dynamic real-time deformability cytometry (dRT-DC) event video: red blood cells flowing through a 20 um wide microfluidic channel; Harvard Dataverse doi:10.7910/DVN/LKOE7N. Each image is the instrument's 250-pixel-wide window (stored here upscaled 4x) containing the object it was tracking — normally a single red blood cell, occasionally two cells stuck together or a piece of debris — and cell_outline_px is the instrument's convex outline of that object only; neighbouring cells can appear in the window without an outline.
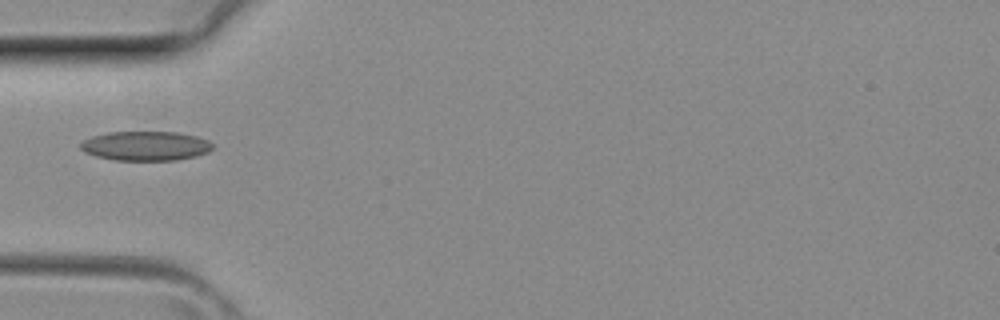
{"species": "common noctule bat (a hibernating species)", "species_latin": "Nyctalus noctula", "temperature_condition": "room temperature", "stored_images_in_passage": 3, "camera_frame_rate_fps": 3000, "um_per_image_px": 0.085, "animal": {"sex": "female", "body_mass_g": 29.2, "forearm_length_mm": 56.3}, "frame": {"image": 1, "passage_image": 1, "time_ms": 0.0, "image_size_px": [1000, 320], "cell_outline_px": [[212, 148], [208, 152], [196, 156], [176, 160], [116, 160], [96, 156], [84, 152], [80, 148], [80, 144], [84, 140], [92, 136], [108, 132], [176, 132], [196, 136], [208, 140], [212, 144]], "centroid_in_image_um": [12.37, 12.4], "position_along_channel_um": 72.6, "area_um2": 22.54}}
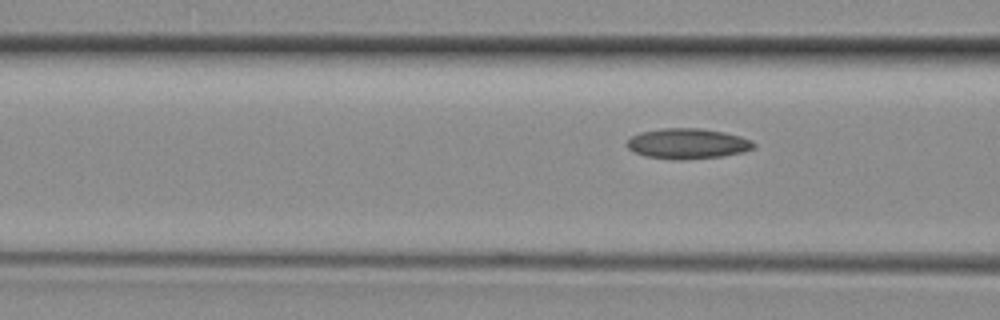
{"frame": {"image": 2, "passage_image": 3, "time_ms": 0.667, "image_size_px": [1000, 320], "cell_outline_px": [[756, 144], [752, 148], [744, 152], [724, 156], [680, 160], [672, 160], [644, 156], [632, 152], [624, 144], [632, 136], [640, 132], [664, 128], [700, 128], [724, 132], [740, 136], [752, 140]], "centroid_in_image_um": [58.42, 12.22], "position_along_channel_um": 108.2, "area_um2": 22.72}}